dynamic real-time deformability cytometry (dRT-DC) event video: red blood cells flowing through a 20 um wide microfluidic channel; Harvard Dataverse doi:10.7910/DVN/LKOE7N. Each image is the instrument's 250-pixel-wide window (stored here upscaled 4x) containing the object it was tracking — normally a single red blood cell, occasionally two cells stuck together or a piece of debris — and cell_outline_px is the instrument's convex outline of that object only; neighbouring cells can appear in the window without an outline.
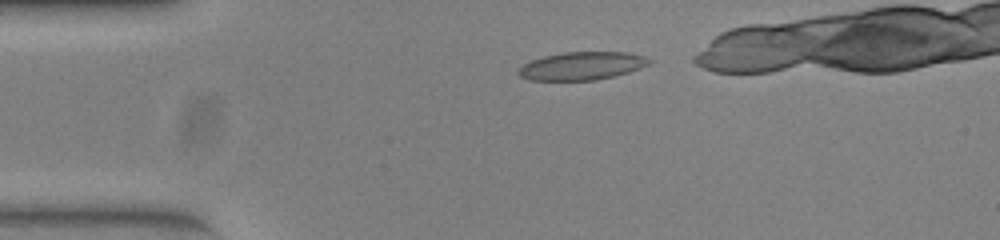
{"species": "common noctule bat (a hibernating species)", "species_latin": "Nyctalus noctula", "temperature_condition": "warm", "stored_images_in_passage": 32, "camera_frame_rate_fps": 3000, "um_per_image_px": 0.085, "animal": {"sex": "female", "body_mass_g": 23.0, "forearm_length_mm": 53.4}, "frame": {"image": 1, "passage_image": 1, "time_ms": 0.0, "image_size_px": [1000, 240], "cell_outline_px": [[656, 60], [640, 68], [628, 72], [596, 80], [528, 80], [520, 76], [516, 72], [524, 64], [532, 60], [544, 56], [564, 52], [628, 52], [644, 56]], "centroid_in_image_um": [49.48, 5.59], "position_along_channel_um": 35.5, "area_um2": 21.33}}
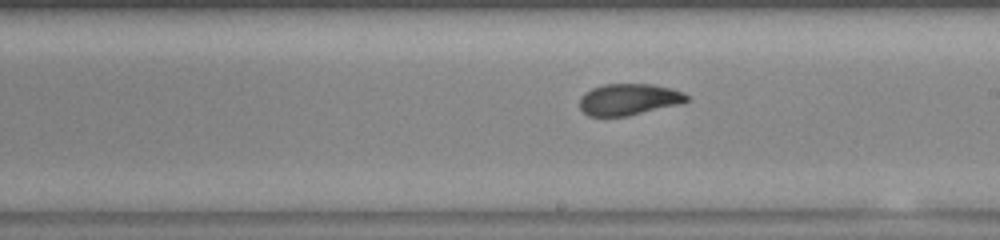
{"frame": {"image": 2, "passage_image": 19, "time_ms": 6.0, "image_size_px": [1000, 240], "cell_outline_px": [[688, 100], [676, 104], [628, 116], [588, 116], [580, 108], [580, 96], [584, 92], [592, 88], [604, 84], [652, 84], [672, 88], [684, 92], [688, 96]], "centroid_in_image_um": [53.41, 8.44], "position_along_channel_um": 235.6, "area_um2": 19.54}}
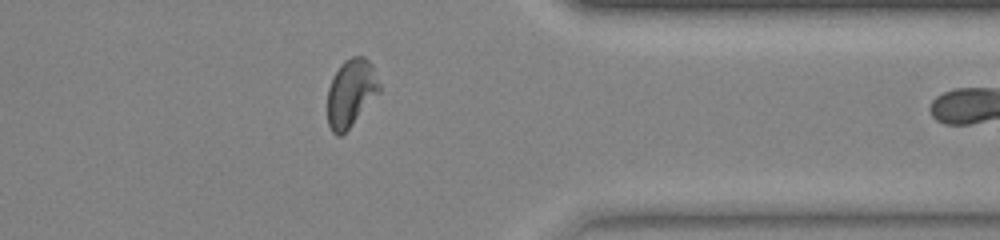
{"frame": {"image": 3, "passage_image": 31, "time_ms": 10.0, "image_size_px": [1000, 240], "cell_outline_px": [[380, 92], [352, 124], [340, 136], [336, 136], [332, 132], [328, 124], [328, 88], [332, 76], [340, 64], [344, 60], [352, 56], [364, 56], [372, 64], [380, 84]], "centroid_in_image_um": [29.82, 7.87], "position_along_channel_um": 381.6, "area_um2": 20.46}}